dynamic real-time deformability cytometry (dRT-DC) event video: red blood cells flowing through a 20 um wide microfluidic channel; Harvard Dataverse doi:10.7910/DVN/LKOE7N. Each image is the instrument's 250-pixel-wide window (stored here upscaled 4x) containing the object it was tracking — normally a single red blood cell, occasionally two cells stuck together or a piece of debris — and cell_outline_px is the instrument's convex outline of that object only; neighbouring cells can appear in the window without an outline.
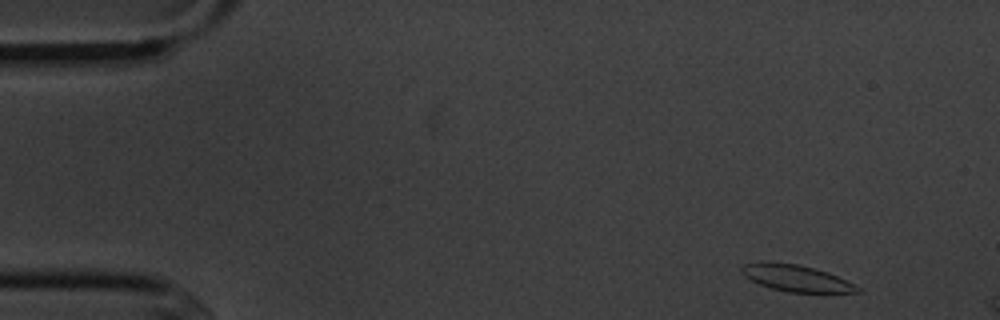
{"species": "common noctule bat (a hibernating species)", "species_latin": "Nyctalus noctula", "temperature_condition": "cold", "stored_images_in_passage": 3, "camera_frame_rate_fps": 3000, "um_per_image_px": 0.085, "animal": {"sex": "male", "body_mass_g": 20.1, "forearm_length_mm": 53.5}, "frame": {"image": 1, "passage_image": 1, "time_ms": 0.0, "image_size_px": [1000, 320], "cell_outline_px": [[864, 292], [788, 292], [772, 288], [760, 284], [744, 276], [740, 272], [740, 268], [744, 264], [764, 260], [796, 264], [828, 272], [860, 288]], "centroid_in_image_um": [67.6, 23.62], "position_along_channel_um": 17.4, "area_um2": 17.74}}